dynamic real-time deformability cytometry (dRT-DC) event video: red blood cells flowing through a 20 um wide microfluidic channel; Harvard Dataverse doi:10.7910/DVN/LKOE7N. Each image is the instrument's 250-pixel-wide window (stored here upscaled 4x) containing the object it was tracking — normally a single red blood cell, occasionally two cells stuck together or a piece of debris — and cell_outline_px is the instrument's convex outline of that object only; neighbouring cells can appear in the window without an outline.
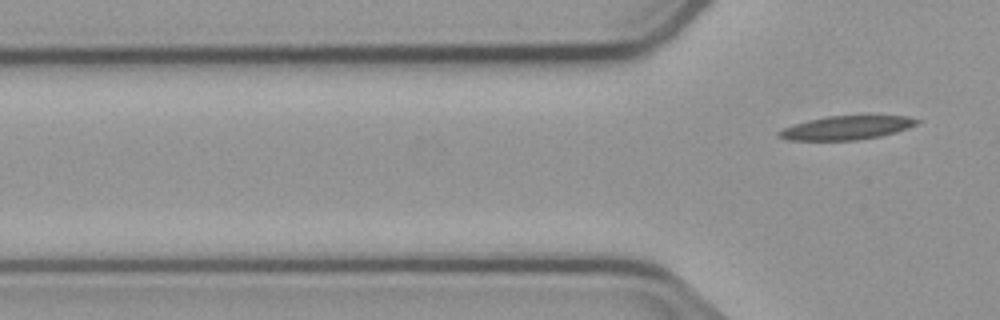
{"species": "common noctule bat (a hibernating species)", "species_latin": "Nyctalus noctula", "temperature_condition": "cold", "stored_images_in_passage": 7, "camera_frame_rate_fps": 3000, "um_per_image_px": 0.085, "animal": {"sex": "male", "body_mass_g": 23.1, "forearm_length_mm": 52.7}, "frame": {"image": 1, "passage_image": 7, "time_ms": 8.0, "image_size_px": [1000, 320], "cell_outline_px": [[920, 120], [916, 124], [908, 128], [896, 132], [880, 136], [856, 140], [784, 140], [776, 136], [776, 132], [784, 128], [808, 120], [824, 116], [908, 116]], "centroid_in_image_um": [71.91, 10.86], "position_along_channel_um": 53.9, "area_um2": 19.02}}